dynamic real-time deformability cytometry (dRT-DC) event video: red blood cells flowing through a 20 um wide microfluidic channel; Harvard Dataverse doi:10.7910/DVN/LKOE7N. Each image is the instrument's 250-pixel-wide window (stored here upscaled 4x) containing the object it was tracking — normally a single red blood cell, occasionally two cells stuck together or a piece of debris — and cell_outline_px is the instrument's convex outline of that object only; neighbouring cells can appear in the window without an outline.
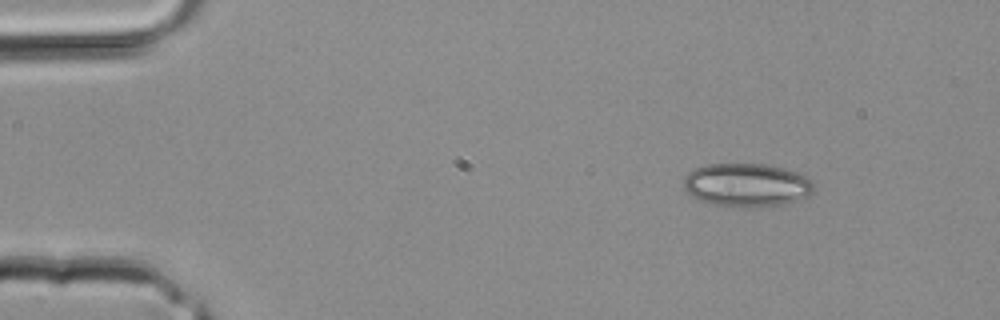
{"species": "common noctule bat (a hibernating species)", "species_latin": "Nyctalus noctula", "temperature_condition": "room temperature", "stored_images_in_passage": 3, "camera_frame_rate_fps": 3000, "um_per_image_px": 0.085, "animal": {"sex": "male", "body_mass_g": 20.4}, "frame": {"image": 1, "passage_image": 1, "time_ms": 0.0, "image_size_px": [1000, 320], "cell_outline_px": [[812, 192], [808, 196], [780, 204], [760, 208], [744, 208], [712, 204], [700, 200], [684, 192], [684, 176], [688, 172], [704, 164], [768, 164], [784, 168], [796, 172], [812, 180]], "centroid_in_image_um": [63.42, 15.73], "position_along_channel_um": 21.6, "area_um2": 33.12}}